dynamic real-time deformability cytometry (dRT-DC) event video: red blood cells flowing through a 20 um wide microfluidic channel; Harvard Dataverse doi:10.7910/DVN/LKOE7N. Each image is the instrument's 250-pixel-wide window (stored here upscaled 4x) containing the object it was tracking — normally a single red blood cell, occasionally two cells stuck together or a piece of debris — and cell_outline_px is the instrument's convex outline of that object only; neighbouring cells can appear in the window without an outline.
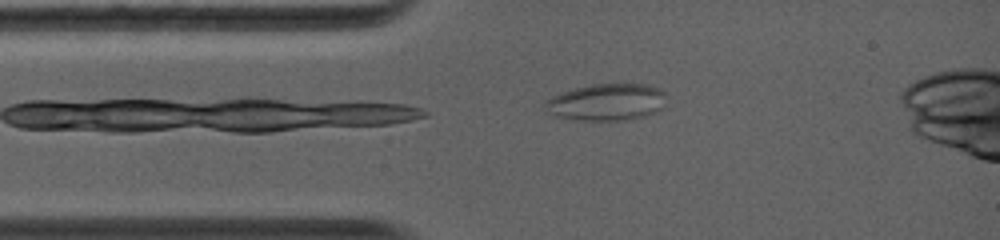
{"species": "common noctule bat (a hibernating species)", "species_latin": "Nyctalus noctula", "temperature_condition": "warm", "stored_images_in_passage": 30, "camera_frame_rate_fps": 5000, "um_per_image_px": 0.085, "animal": {"sex": "female", "body_mass_g": 19.0, "forearm_length_mm": 56.7}, "frame": {"image": 1, "passage_image": 1, "time_ms": 0.0, "image_size_px": [1000, 240], "cell_outline_px": [[664, 108], [656, 112], [644, 116], [624, 120], [572, 120], [556, 116], [544, 112], [544, 100], [552, 96], [576, 88], [592, 84], [648, 84], [660, 88], [664, 92]], "centroid_in_image_um": [51.54, 8.69], "position_along_channel_um": 33.5, "area_um2": 26.3}}
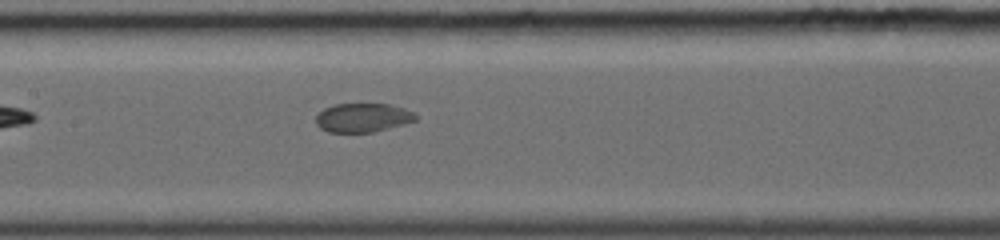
{"frame": {"image": 2, "passage_image": 8, "time_ms": 3.6, "image_size_px": [1000, 240], "cell_outline_px": [[416, 120], [372, 132], [328, 132], [320, 128], [316, 124], [316, 116], [324, 108], [336, 104], [388, 104], [404, 108], [412, 112], [416, 116]], "centroid_in_image_um": [30.79, 10.0], "position_along_channel_um": 176.6, "area_um2": 16.53}}
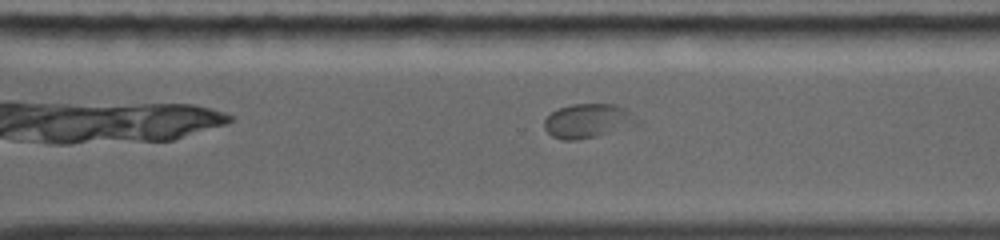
{"frame": {"image": 3, "passage_image": 15, "time_ms": 7.0, "image_size_px": [1000, 240], "cell_outline_px": [[640, 124], [612, 132], [596, 136], [576, 140], [564, 140], [552, 136], [544, 128], [544, 120], [556, 108], [572, 104], [616, 104], [624, 108], [640, 120]], "centroid_in_image_um": [49.98, 10.27], "position_along_channel_um": 320.6, "area_um2": 18.55}}